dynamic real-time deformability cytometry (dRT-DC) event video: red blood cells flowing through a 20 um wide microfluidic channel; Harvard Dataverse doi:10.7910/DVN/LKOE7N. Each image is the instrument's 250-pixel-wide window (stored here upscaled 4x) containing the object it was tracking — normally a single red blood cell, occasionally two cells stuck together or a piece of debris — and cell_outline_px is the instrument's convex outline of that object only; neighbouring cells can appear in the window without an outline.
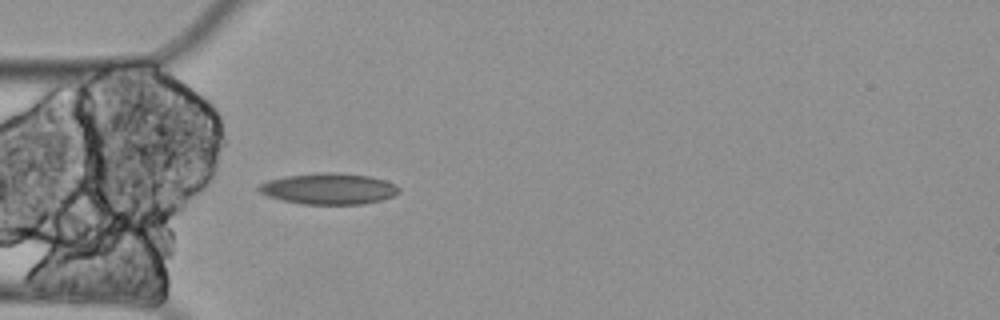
{"species": "Egyptian fruit bat (a non-hibernating species)", "species_latin": "Rousettus aegyptiacus", "temperature_condition": "cold", "stored_images_in_passage": 5, "camera_frame_rate_fps": 3000, "um_per_image_px": 0.085, "animal": {"sex": "female"}, "frame": {"image": 1, "passage_image": 5, "time_ms": 1.333, "image_size_px": [1000, 320], "cell_outline_px": [[400, 192], [392, 196], [380, 200], [364, 204], [300, 204], [268, 196], [260, 192], [256, 188], [260, 184], [268, 180], [288, 176], [316, 172], [336, 172], [368, 176], [384, 180], [396, 184], [400, 188]], "centroid_in_image_um": [27.96, 16.04], "position_along_channel_um": 57.0, "area_um2": 25.37}}